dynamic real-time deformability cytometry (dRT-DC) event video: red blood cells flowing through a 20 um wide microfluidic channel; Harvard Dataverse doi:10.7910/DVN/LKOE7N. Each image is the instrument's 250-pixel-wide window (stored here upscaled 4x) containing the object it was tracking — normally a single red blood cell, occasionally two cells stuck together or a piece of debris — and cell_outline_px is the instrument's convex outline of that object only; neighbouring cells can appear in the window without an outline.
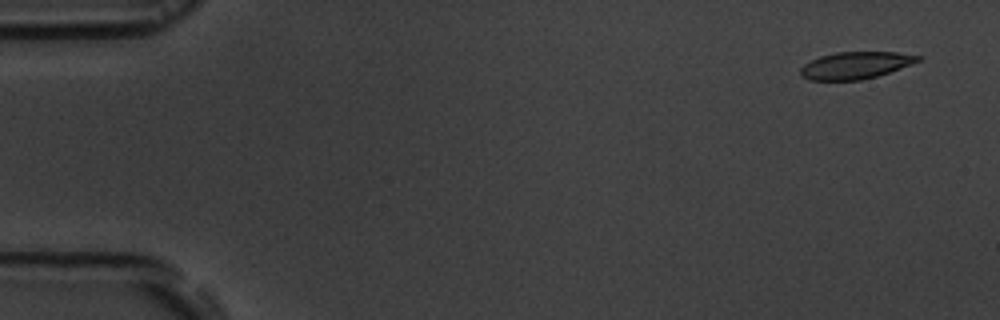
{"species": "common noctule bat (a hibernating species)", "species_latin": "Nyctalus noctula", "temperature_condition": "room temperature", "stored_images_in_passage": 5, "camera_frame_rate_fps": 3000, "um_per_image_px": 0.085, "animal": {"sex": "male", "body_mass_g": 19.5, "forearm_length_mm": 54.6}, "frame": {"image": 1, "passage_image": 1, "time_ms": 0.0, "image_size_px": [1000, 320], "cell_outline_px": [[924, 56], [920, 60], [900, 68], [876, 76], [860, 80], [808, 80], [800, 76], [800, 68], [804, 64], [820, 56], [836, 52], [896, 52]], "centroid_in_image_um": [72.69, 5.55], "position_along_channel_um": 12.3, "area_um2": 18.44}}
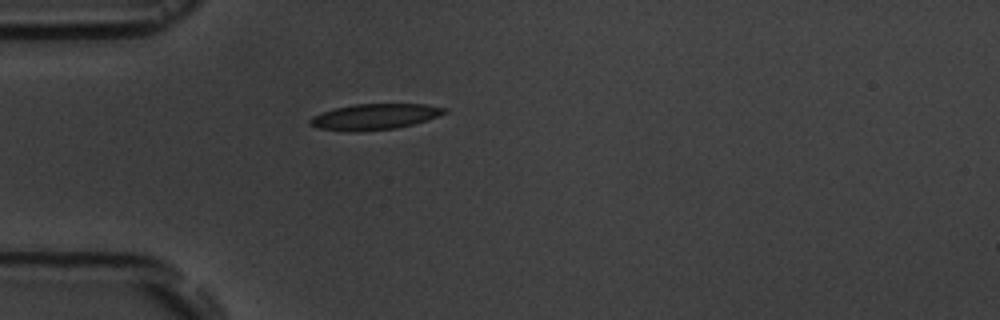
{"frame": {"image": 2, "passage_image": 5, "time_ms": 4.333, "image_size_px": [1000, 320], "cell_outline_px": [[448, 112], [428, 120], [396, 128], [356, 132], [352, 132], [316, 128], [308, 124], [308, 120], [312, 116], [336, 108], [356, 104], [428, 104], [448, 108]], "centroid_in_image_um": [31.86, 9.92], "position_along_channel_um": 53.1, "area_um2": 20.35}}